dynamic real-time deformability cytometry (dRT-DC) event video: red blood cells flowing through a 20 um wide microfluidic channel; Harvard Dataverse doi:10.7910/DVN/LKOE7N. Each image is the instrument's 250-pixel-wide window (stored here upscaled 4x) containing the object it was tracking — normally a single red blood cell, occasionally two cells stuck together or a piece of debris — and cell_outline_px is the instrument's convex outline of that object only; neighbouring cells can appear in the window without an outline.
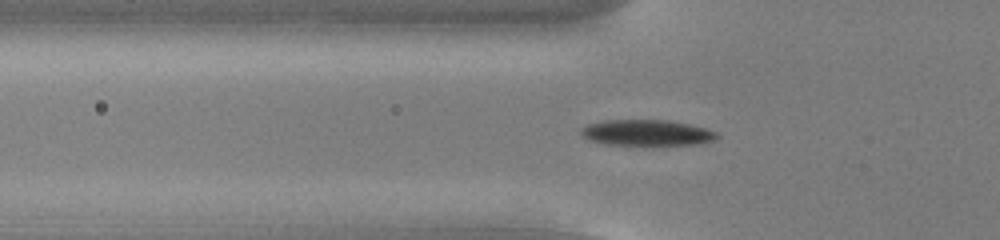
{"species": "common noctule bat (a hibernating species)", "species_latin": "Nyctalus noctula", "temperature_condition": "cold", "stored_images_in_passage": 54, "camera_frame_rate_fps": 3000, "um_per_image_px": 0.085, "animal": {"sex": "male", "body_mass_g": 13.0, "forearm_length_mm": 53.1}, "frame": {"image": 1, "passage_image": 18, "time_ms": 5.667, "image_size_px": [1000, 240], "cell_outline_px": [[720, 136], [716, 140], [700, 144], [652, 148], [608, 144], [588, 140], [580, 132], [580, 128], [588, 124], [604, 120], [668, 120], [688, 124], [704, 128], [716, 132]], "centroid_in_image_um": [55.01, 11.34], "position_along_channel_um": 70.8, "area_um2": 21.62}}
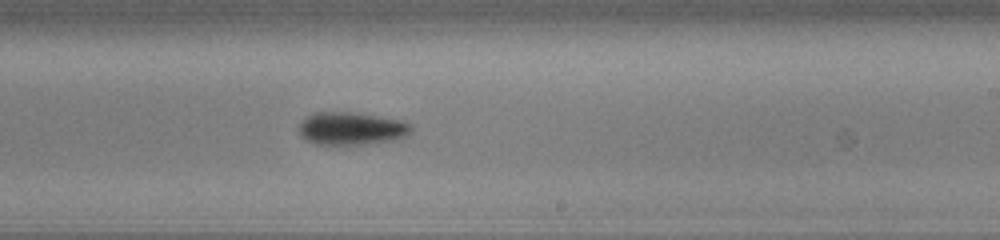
{"frame": {"image": 2, "passage_image": 33, "time_ms": 10.667, "image_size_px": [1000, 240], "cell_outline_px": [[412, 132], [408, 136], [400, 140], [364, 144], [316, 144], [300, 136], [300, 124], [304, 116], [312, 112], [352, 112], [400, 120], [412, 124]], "centroid_in_image_um": [29.91, 10.92], "position_along_channel_um": 259.1, "area_um2": 21.68}}
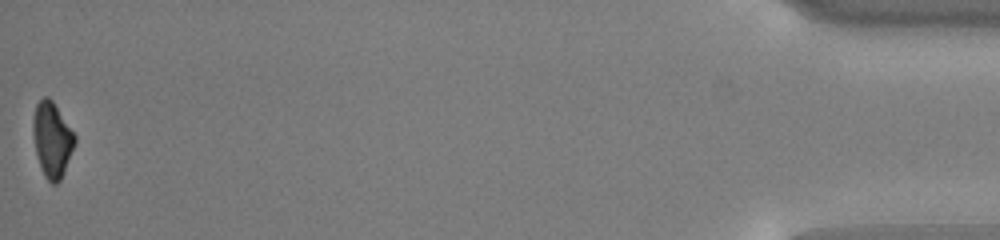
{"frame": {"image": 3, "passage_image": 54, "time_ms": 17.667, "image_size_px": [1000, 240], "cell_outline_px": [[76, 140], [64, 172], [60, 180], [56, 184], [52, 184], [44, 176], [40, 168], [36, 156], [32, 132], [32, 120], [36, 104], [44, 96], [48, 96], [52, 100], [76, 136]], "centroid_in_image_um": [4.4, 11.87], "position_along_channel_um": 430.8, "area_um2": 18.32}, "authors_computed_cell_mechanics": {"area_um2": 19.9699, "velocity_mm_per_s": 3.7791, "shape_relaxation_time_tau1_ms": 1.6799, "shape_relaxation_time_tau2_ms": null, "deformation_change_tau1": 0.119, "deformation_change_tau2": null}}